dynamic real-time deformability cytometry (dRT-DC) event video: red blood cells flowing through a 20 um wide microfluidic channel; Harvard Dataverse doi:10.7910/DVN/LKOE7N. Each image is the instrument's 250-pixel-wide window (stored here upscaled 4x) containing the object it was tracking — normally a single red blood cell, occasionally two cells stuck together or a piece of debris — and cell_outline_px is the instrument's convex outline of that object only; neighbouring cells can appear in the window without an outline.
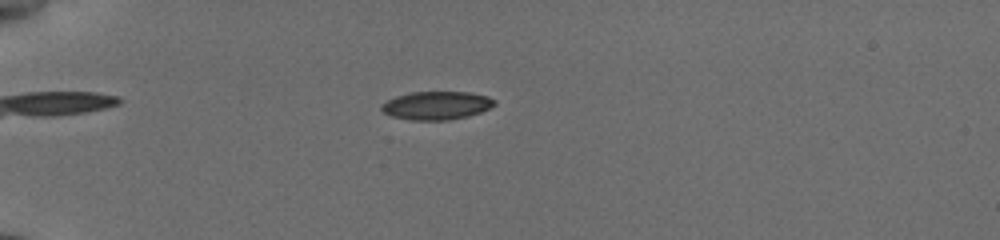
{"species": "common noctule bat (a hibernating species)", "species_latin": "Nyctalus noctula", "temperature_condition": "cold", "stored_images_in_passage": 48, "camera_frame_rate_fps": 3000, "um_per_image_px": 0.085, "animal": {"sex": "female", "body_mass_g": 19.5, "forearm_length_mm": 54.1}, "frame": {"image": 1, "passage_image": 9, "time_ms": 2.667, "image_size_px": [1000, 240], "cell_outline_px": [[496, 104], [480, 112], [468, 116], [448, 120], [412, 120], [392, 116], [384, 112], [380, 108], [380, 104], [396, 96], [412, 92], [468, 92], [488, 96], [496, 100]], "centroid_in_image_um": [37.11, 8.96], "position_along_channel_um": 47.9, "area_um2": 18.55}}
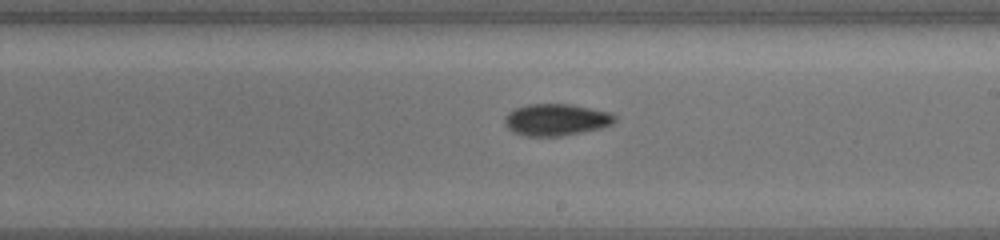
{"frame": {"image": 2, "passage_image": 27, "time_ms": 8.667, "image_size_px": [1000, 240], "cell_outline_px": [[616, 120], [612, 124], [600, 128], [560, 136], [528, 136], [512, 132], [504, 124], [504, 116], [508, 112], [516, 108], [528, 104], [572, 104], [608, 112], [616, 116]], "centroid_in_image_um": [47.24, 10.17], "position_along_channel_um": 241.8, "area_um2": 20.35}}
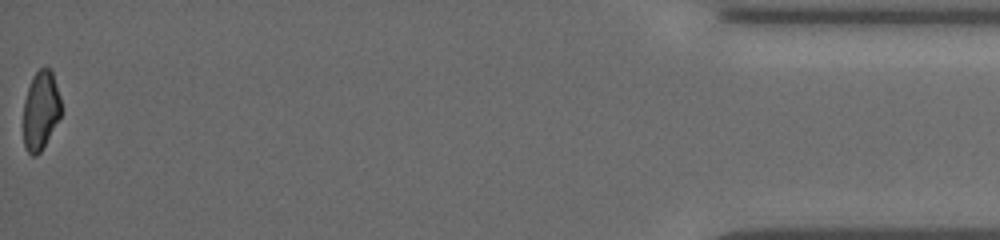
{"frame": {"image": 3, "passage_image": 48, "time_ms": 15.667, "image_size_px": [1000, 240], "cell_outline_px": [[60, 116], [40, 152], [36, 156], [32, 156], [28, 152], [24, 144], [24, 100], [32, 76], [40, 68], [48, 68], [52, 72], [60, 96]], "centroid_in_image_um": [3.45, 9.37], "position_along_channel_um": 431.8, "area_um2": 16.99}, "authors_computed_cell_mechanics": {"area_um2": 18.9006, "velocity_mm_per_s": 3.8352, "shape_relaxation_time_tau1_ms": 2.6616, "shape_relaxation_time_tau2_ms": null, "deformation_change_tau1": 0.1002, "deformation_change_tau2": null}}